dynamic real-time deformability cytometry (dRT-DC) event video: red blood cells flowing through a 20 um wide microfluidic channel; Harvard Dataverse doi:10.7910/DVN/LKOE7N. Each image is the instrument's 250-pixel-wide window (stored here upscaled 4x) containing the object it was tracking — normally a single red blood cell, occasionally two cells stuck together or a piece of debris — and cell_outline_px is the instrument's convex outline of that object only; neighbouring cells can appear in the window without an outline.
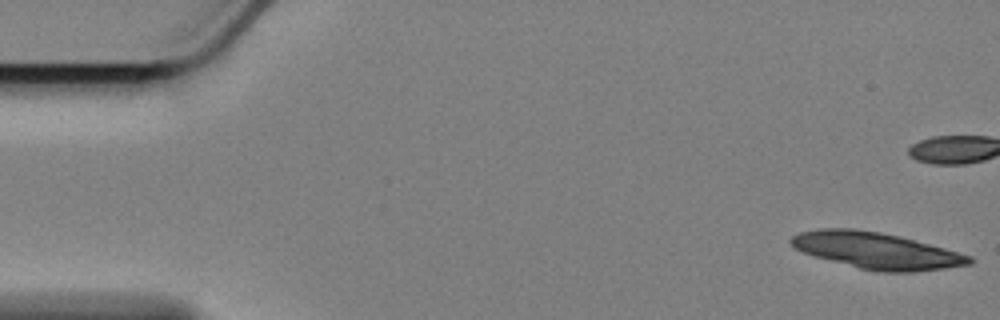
{"species": "Egyptian fruit bat (a non-hibernating species)", "species_latin": "Rousettus aegyptiacus", "temperature_condition": "cold", "stored_images_in_passage": 59, "segment_of_instrument_passage": [1, 2], "camera_frame_rate_fps": 3000, "um_per_image_px": 0.085, "animal": {"sex": "female"}, "frame": {"image": 1, "passage_image": 1, "time_ms": 0.0, "image_size_px": [1000, 320], "cell_outline_px": [[976, 260], [972, 264], [944, 268], [912, 272], [876, 272], [860, 268], [816, 256], [804, 252], [796, 248], [788, 240], [792, 236], [800, 232], [820, 228], [856, 228], [880, 232], [900, 236], [944, 248], [972, 256]], "centroid_in_image_um": [74.53, 21.29], "position_along_channel_um": 10.5, "area_um2": 37.63}}